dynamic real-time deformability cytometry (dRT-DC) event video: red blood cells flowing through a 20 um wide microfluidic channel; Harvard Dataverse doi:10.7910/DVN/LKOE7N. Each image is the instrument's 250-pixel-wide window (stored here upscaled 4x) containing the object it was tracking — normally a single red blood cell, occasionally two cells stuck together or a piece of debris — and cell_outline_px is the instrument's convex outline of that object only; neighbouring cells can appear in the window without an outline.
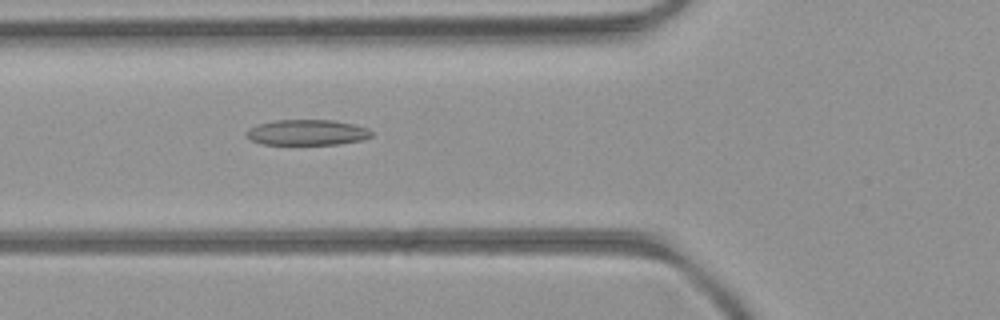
{"species": "common noctule bat (a hibernating species)", "species_latin": "Nyctalus noctula", "temperature_condition": "room temperature", "stored_images_in_passage": 35, "camera_frame_rate_fps": 3000, "um_per_image_px": 0.085, "animal": {"sex": "female", "body_mass_g": 21.9}, "frame": {"image": 1, "passage_image": 7, "time_ms": 2.0, "image_size_px": [1000, 320], "cell_outline_px": [[372, 136], [364, 140], [336, 144], [260, 144], [252, 140], [244, 132], [248, 128], [260, 124], [276, 120], [332, 120], [352, 124], [368, 128], [372, 132]], "centroid_in_image_um": [26.11, 11.26], "position_along_channel_um": 99.7, "area_um2": 18.55}}
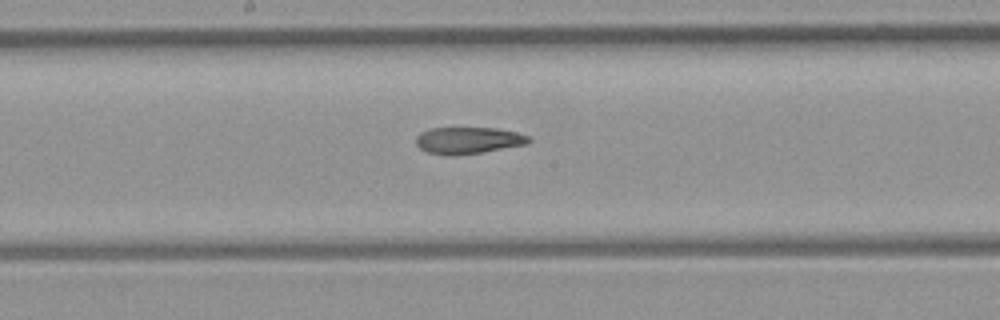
{"frame": {"image": 2, "passage_image": 15, "time_ms": 4.667, "image_size_px": [1000, 320], "cell_outline_px": [[532, 140], [528, 144], [456, 156], [448, 156], [428, 152], [420, 148], [416, 144], [416, 136], [420, 132], [432, 128], [496, 128], [516, 132], [528, 136]], "centroid_in_image_um": [39.78, 11.93], "position_along_channel_um": 208.4, "area_um2": 17.57}}
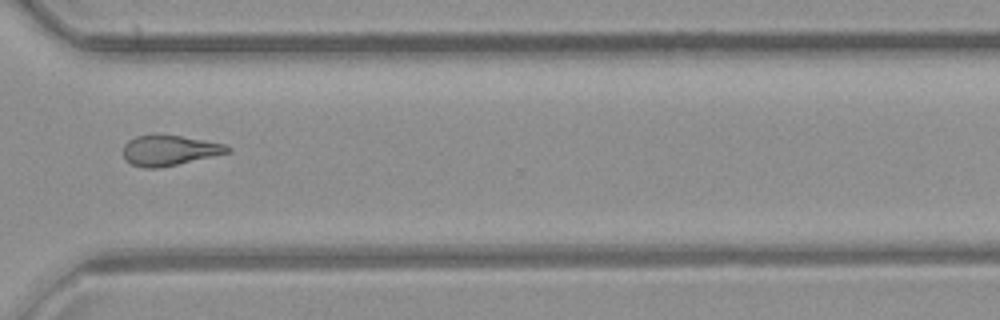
{"frame": {"image": 3, "passage_image": 26, "time_ms": 8.333, "image_size_px": [1000, 320], "cell_outline_px": [[232, 152], [160, 168], [144, 168], [132, 164], [124, 160], [124, 144], [128, 140], [136, 136], [156, 132], [204, 140], [224, 144], [232, 148]], "centroid_in_image_um": [14.38, 12.76], "position_along_channel_um": 356.2, "area_um2": 18.84}}